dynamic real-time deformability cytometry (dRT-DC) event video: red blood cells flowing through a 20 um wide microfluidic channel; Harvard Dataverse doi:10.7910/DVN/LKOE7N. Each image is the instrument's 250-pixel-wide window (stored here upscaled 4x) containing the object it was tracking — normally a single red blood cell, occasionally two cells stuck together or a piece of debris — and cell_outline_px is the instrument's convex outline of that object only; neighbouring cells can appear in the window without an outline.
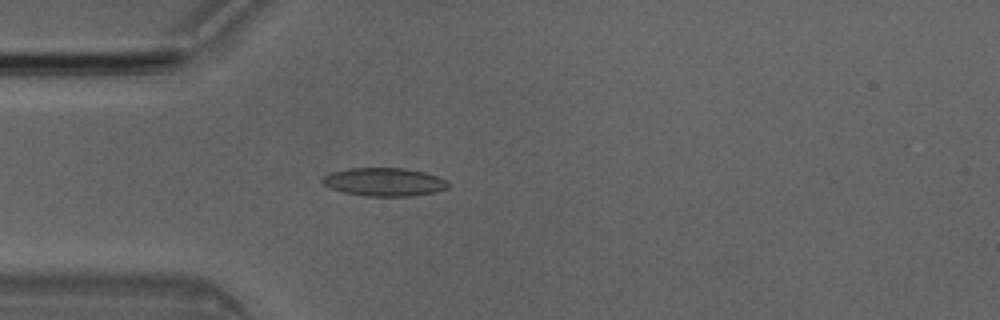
{"species": "Egyptian fruit bat (a non-hibernating species)", "species_latin": "Rousettus aegyptiacus", "temperature_condition": "room temperature", "stored_images_in_passage": 3, "camera_frame_rate_fps": 3000, "um_per_image_px": 0.085, "animal": {"sex": "male"}, "frame": {"image": 1, "passage_image": 3, "time_ms": 0.667, "image_size_px": [1000, 320], "cell_outline_px": [[448, 188], [436, 192], [412, 196], [364, 196], [344, 192], [332, 188], [324, 184], [320, 180], [324, 176], [332, 172], [348, 168], [404, 168], [424, 172], [436, 176], [444, 180], [448, 184]], "centroid_in_image_um": [32.65, 15.47], "position_along_channel_um": 52.3, "area_um2": 20.58}}